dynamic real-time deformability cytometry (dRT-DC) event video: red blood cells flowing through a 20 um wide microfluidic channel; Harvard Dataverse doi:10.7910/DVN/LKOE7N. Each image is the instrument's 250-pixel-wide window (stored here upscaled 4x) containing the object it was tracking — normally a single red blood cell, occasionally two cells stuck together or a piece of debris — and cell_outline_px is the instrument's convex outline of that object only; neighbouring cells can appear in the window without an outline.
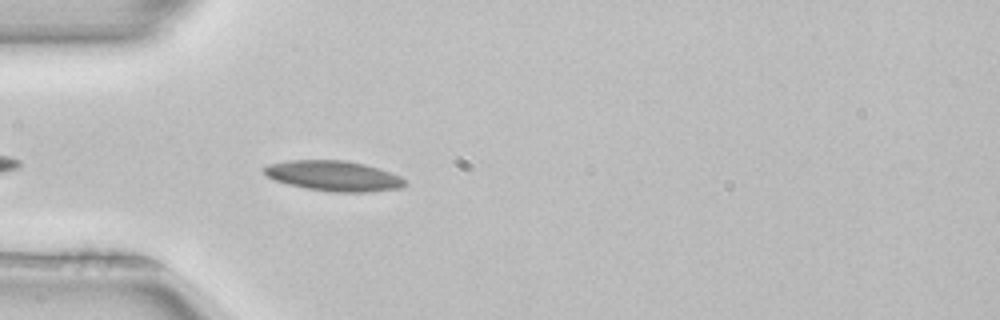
{"species": "common noctule bat (a hibernating species)", "species_latin": "Nyctalus noctula", "temperature_condition": "room temperature", "stored_images_in_passage": 7, "camera_frame_rate_fps": 3000, "um_per_image_px": 0.085, "animal": {"sex": "female", "body_mass_g": 22.7, "forearm_length_mm": 54.2}, "frame": {"image": 1, "passage_image": 4, "time_ms": 1.0, "image_size_px": [1000, 320], "cell_outline_px": [[408, 184], [400, 188], [368, 192], [332, 192], [304, 188], [288, 184], [276, 180], [268, 176], [260, 168], [264, 164], [288, 160], [344, 160], [364, 164], [400, 176]], "centroid_in_image_um": [28.3, 14.95], "position_along_channel_um": 56.7, "area_um2": 24.91}}